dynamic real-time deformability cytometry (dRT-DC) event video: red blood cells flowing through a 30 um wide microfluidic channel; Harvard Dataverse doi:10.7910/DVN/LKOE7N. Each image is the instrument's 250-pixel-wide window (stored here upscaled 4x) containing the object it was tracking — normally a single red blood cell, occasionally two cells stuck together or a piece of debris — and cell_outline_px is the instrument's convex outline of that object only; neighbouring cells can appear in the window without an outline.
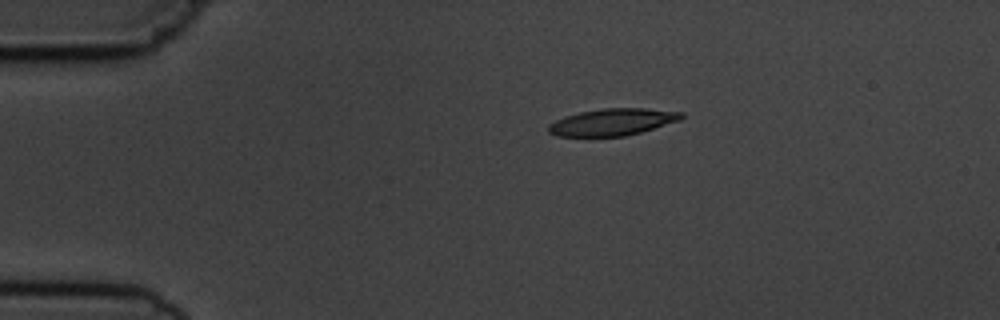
{"species": "common noctule bat (a hibernating species)", "species_latin": "Nyctalus noctula", "temperature_condition": "cold", "stored_images_in_passage": 3, "camera_frame_rate_fps": 3000, "um_per_image_px": 0.085, "animal": {"sex": "male", "body_mass_g": 19.5, "forearm_length_mm": 54.6}, "frame": {"image": 1, "passage_image": 1, "time_ms": 0.0, "image_size_px": [1000, 320], "cell_outline_px": [[684, 116], [680, 120], [640, 132], [624, 136], [556, 136], [548, 132], [548, 124], [564, 116], [580, 112], [604, 108], [644, 108], [684, 112]], "centroid_in_image_um": [52.05, 10.37], "position_along_channel_um": 33.0, "area_um2": 20.75}}
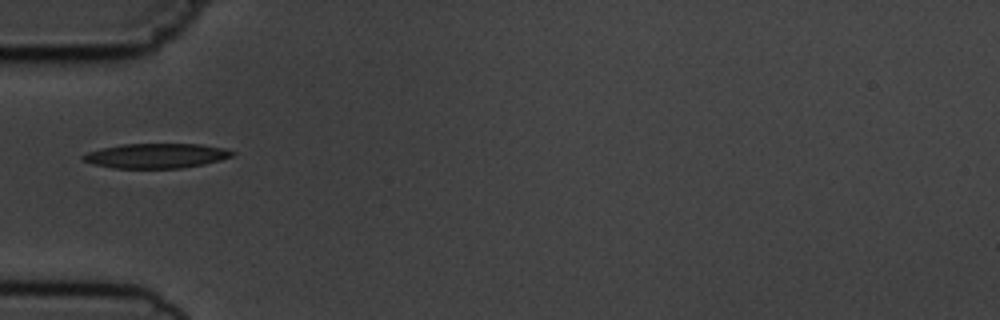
{"frame": {"image": 2, "passage_image": 3, "time_ms": 2.333, "image_size_px": [1000, 320], "cell_outline_px": [[236, 152], [232, 156], [220, 160], [204, 164], [180, 168], [112, 168], [92, 164], [84, 160], [80, 156], [88, 152], [100, 148], [124, 144], [200, 144], [224, 148]], "centroid_in_image_um": [13.26, 13.24], "position_along_channel_um": 71.7, "area_um2": 21.5}}